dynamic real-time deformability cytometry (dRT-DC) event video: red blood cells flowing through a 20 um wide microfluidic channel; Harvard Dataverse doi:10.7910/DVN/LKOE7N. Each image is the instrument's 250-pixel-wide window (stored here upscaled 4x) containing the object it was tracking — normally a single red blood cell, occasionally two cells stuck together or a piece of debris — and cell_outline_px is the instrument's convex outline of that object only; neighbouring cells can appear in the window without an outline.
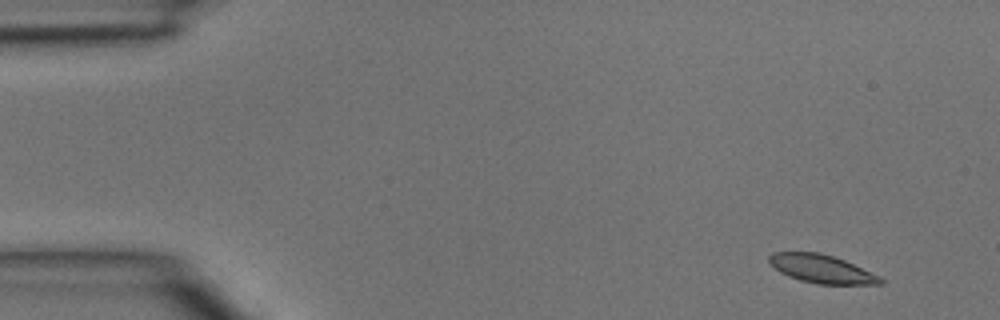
{"species": "common noctule bat (a hibernating species)", "species_latin": "Nyctalus noctula", "temperature_condition": "room temperature", "stored_images_in_passage": 6, "camera_frame_rate_fps": 3000, "um_per_image_px": 0.085, "animal": {"sex": "male", "body_mass_g": 15.6}, "frame": {"image": 1, "passage_image": 1, "time_ms": 0.0, "image_size_px": [1000, 320], "cell_outline_px": [[884, 284], [816, 284], [800, 280], [788, 276], [780, 272], [768, 260], [768, 256], [772, 252], [820, 252], [844, 260], [880, 276], [884, 280]], "centroid_in_image_um": [69.84, 22.85], "position_along_channel_um": 15.2, "area_um2": 18.26}}
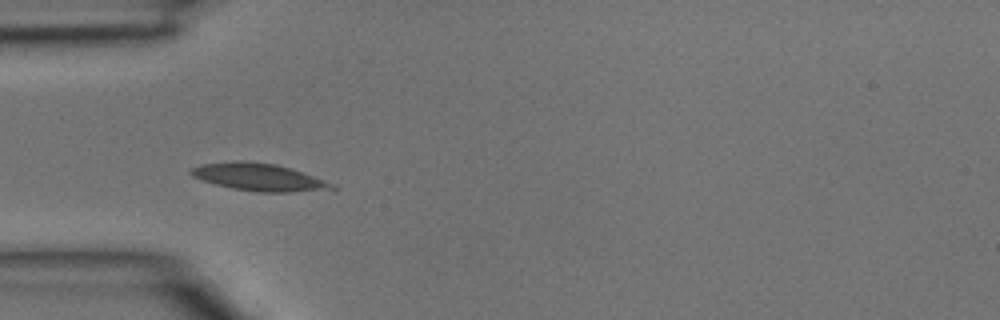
{"frame": {"image": 2, "passage_image": 4, "time_ms": 1.0, "image_size_px": [1000, 320], "cell_outline_px": [[336, 188], [288, 192], [260, 192], [232, 188], [200, 180], [192, 176], [188, 172], [192, 168], [200, 164], [240, 160], [244, 160], [276, 164], [292, 168], [336, 184]], "centroid_in_image_um": [21.97, 15.04], "position_along_channel_um": 63.0, "area_um2": 22.48}}
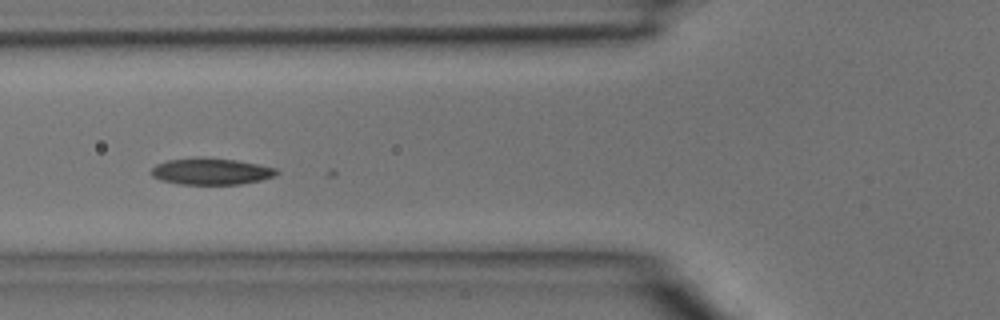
{"frame": {"image": 3, "passage_image": 5, "time_ms": 1.333, "image_size_px": [1000, 320], "cell_outline_px": [[280, 172], [276, 176], [260, 180], [240, 184], [180, 184], [160, 180], [152, 176], [152, 168], [156, 164], [168, 160], [196, 156], [236, 160], [276, 168]], "centroid_in_image_um": [17.94, 14.56], "position_along_channel_um": 107.9, "area_um2": 19.48}}